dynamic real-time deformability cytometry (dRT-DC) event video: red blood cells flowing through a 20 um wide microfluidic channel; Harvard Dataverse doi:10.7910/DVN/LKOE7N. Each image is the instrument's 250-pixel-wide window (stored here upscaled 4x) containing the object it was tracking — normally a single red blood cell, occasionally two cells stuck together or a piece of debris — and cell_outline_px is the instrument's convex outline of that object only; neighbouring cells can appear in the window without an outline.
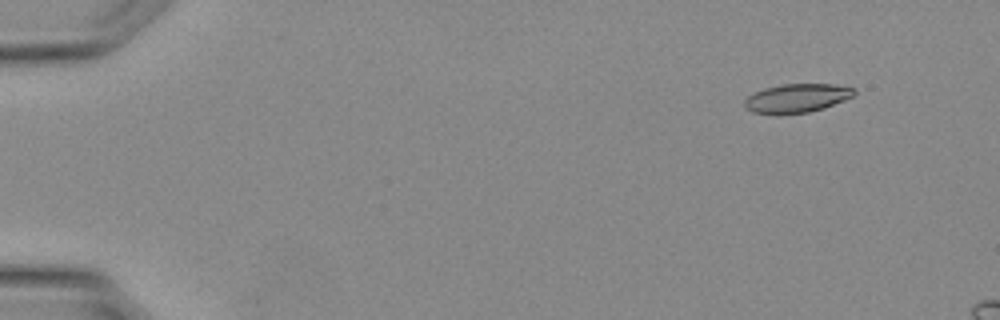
{"species": "Egyptian fruit bat (a non-hibernating species)", "species_latin": "Rousettus aegyptiacus", "temperature_condition": "warm", "stored_images_in_passage": 8, "camera_frame_rate_fps": 3000, "um_per_image_px": 0.085, "animal": {"sex": "female"}, "frame": {"image": 1, "passage_image": 2, "time_ms": 0.333, "image_size_px": [1000, 320], "cell_outline_px": [[856, 92], [852, 96], [844, 100], [824, 108], [808, 112], [776, 116], [752, 112], [744, 104], [744, 100], [748, 96], [764, 88], [784, 84], [836, 84], [856, 88]], "centroid_in_image_um": [67.73, 8.36], "position_along_channel_um": 17.3, "area_um2": 18.61}}